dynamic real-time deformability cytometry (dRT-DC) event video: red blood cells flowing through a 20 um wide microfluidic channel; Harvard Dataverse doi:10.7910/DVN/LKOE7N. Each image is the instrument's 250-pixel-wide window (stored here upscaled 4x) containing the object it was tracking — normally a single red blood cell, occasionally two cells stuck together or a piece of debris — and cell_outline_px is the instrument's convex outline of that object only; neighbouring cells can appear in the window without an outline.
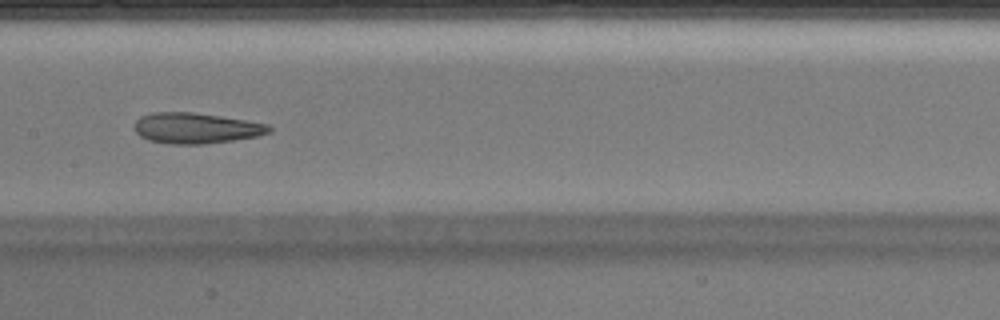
{"species": "Egyptian fruit bat (a non-hibernating species)", "species_latin": "Rousettus aegyptiacus", "temperature_condition": "warm", "stored_images_in_passage": 32, "camera_frame_rate_fps": 3000, "um_per_image_px": 0.085, "animal": {"sex": "male"}, "frame": {"image": 1, "passage_image": 10, "time_ms": 3.0, "image_size_px": [1000, 320], "cell_outline_px": [[272, 128], [268, 132], [256, 136], [232, 140], [204, 144], [172, 144], [148, 140], [140, 136], [136, 132], [136, 120], [140, 116], [152, 112], [192, 112], [220, 116], [268, 124]], "centroid_in_image_um": [16.62, 10.89], "position_along_channel_um": 190.8, "area_um2": 23.81}}